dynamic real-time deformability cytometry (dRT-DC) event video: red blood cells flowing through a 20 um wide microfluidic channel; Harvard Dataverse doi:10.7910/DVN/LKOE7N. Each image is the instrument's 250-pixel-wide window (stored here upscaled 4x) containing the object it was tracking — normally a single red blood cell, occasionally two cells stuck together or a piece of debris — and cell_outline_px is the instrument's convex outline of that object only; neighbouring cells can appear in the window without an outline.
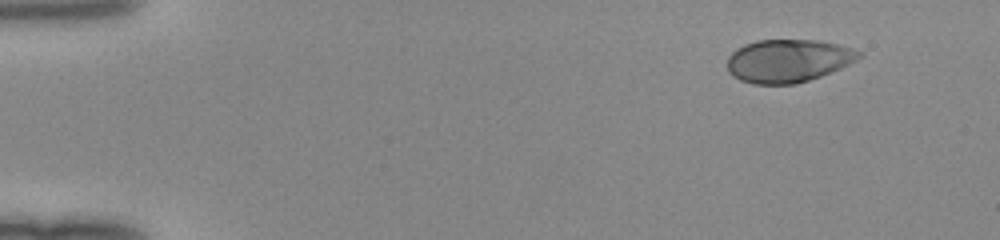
{"species": "human", "species_latin": "Homo sapiens", "temperature_condition": "room temperature", "stored_images_in_passage": 45, "camera_frame_rate_fps": 3000, "um_per_image_px": 0.085, "donor": {"sex": "female"}, "frame": {"image": 1, "passage_image": 1, "time_ms": 0.0, "image_size_px": [1000, 240], "cell_outline_px": [[864, 56], [840, 68], [820, 76], [796, 84], [752, 84], [740, 80], [732, 76], [728, 72], [728, 56], [736, 48], [744, 44], [756, 40], [816, 40], [836, 44], [852, 48], [864, 52]], "centroid_in_image_um": [66.98, 5.16], "position_along_channel_um": 18.0, "area_um2": 33.12}}
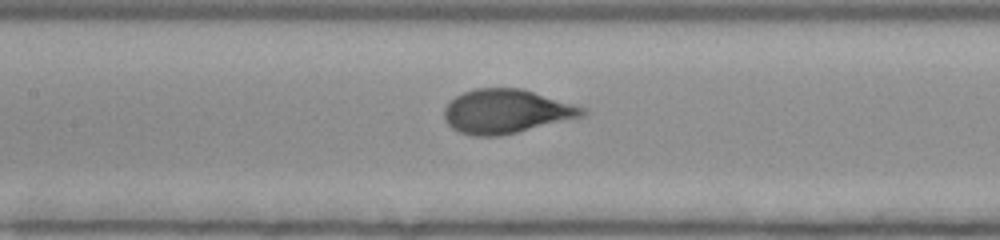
{"frame": {"image": 2, "passage_image": 20, "time_ms": 6.333, "image_size_px": [1000, 240], "cell_outline_px": [[588, 112], [584, 116], [500, 136], [472, 136], [460, 132], [452, 128], [444, 120], [444, 108], [456, 96], [464, 92], [476, 88], [520, 88], [588, 108]], "centroid_in_image_um": [43.04, 9.47], "position_along_channel_um": 164.4, "area_um2": 35.37}}
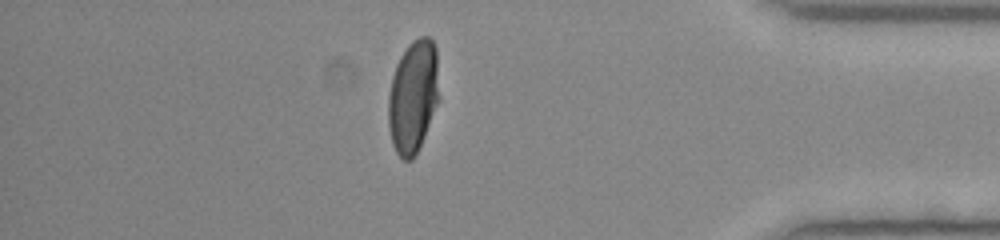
{"frame": {"image": 3, "passage_image": 39, "time_ms": 12.667, "image_size_px": [1000, 240], "cell_outline_px": [[440, 100], [416, 156], [412, 160], [404, 160], [396, 152], [392, 144], [388, 124], [388, 96], [392, 76], [396, 64], [400, 56], [408, 44], [412, 40], [420, 36], [428, 36], [432, 40], [436, 48]], "centroid_in_image_um": [35.13, 8.2], "position_along_channel_um": 400.1, "area_um2": 34.04}}